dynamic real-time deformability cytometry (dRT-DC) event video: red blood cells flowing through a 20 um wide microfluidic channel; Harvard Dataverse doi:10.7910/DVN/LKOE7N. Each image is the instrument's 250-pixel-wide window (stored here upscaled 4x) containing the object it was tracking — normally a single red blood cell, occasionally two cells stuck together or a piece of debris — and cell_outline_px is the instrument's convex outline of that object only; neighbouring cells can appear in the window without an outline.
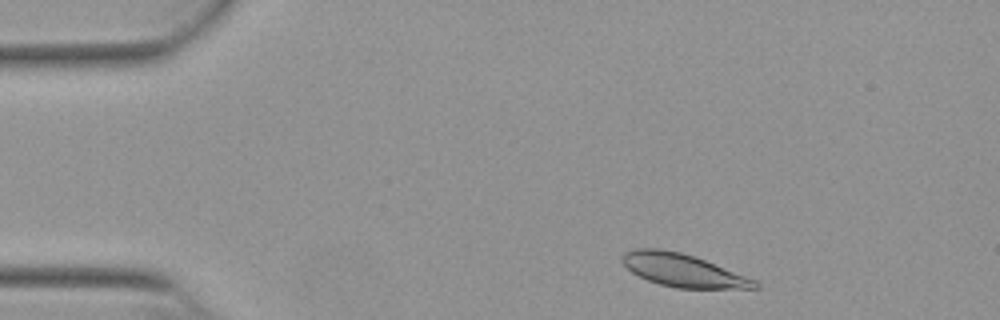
{"species": "Egyptian fruit bat (a non-hibernating species)", "species_latin": "Rousettus aegyptiacus", "temperature_condition": "warm", "stored_images_in_passage": 47, "camera_frame_rate_fps": 3000, "um_per_image_px": 0.085, "animal": {"sex": "female"}, "frame": {"image": 1, "passage_image": 3, "time_ms": 0.667, "image_size_px": [1000, 320], "cell_outline_px": [[760, 288], [676, 288], [660, 284], [648, 280], [632, 272], [620, 260], [624, 252], [636, 248], [660, 248], [680, 252], [704, 260], [756, 280], [760, 284]], "centroid_in_image_um": [58.02, 22.97], "position_along_channel_um": 27.0, "area_um2": 25.09}}
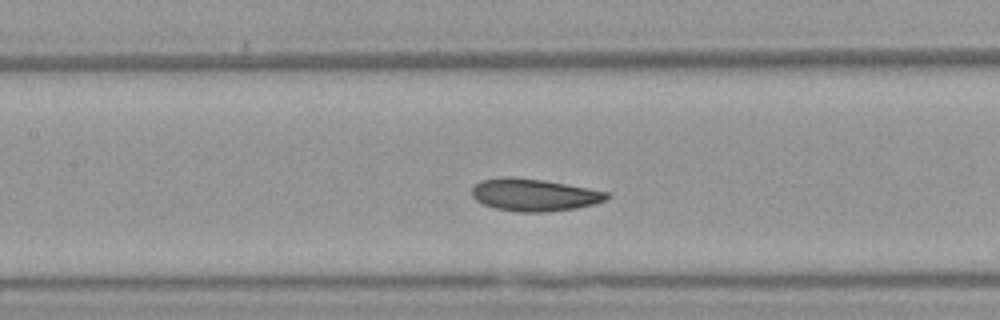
{"frame": {"image": 2, "passage_image": 19, "time_ms": 6.0, "image_size_px": [1000, 320], "cell_outline_px": [[612, 196], [604, 200], [592, 204], [576, 208], [548, 212], [520, 212], [496, 208], [484, 204], [476, 200], [472, 196], [472, 188], [480, 180], [500, 176], [512, 176], [544, 180], [588, 188], [608, 192]], "centroid_in_image_um": [45.38, 16.55], "position_along_channel_um": 162.0, "area_um2": 25.49}}
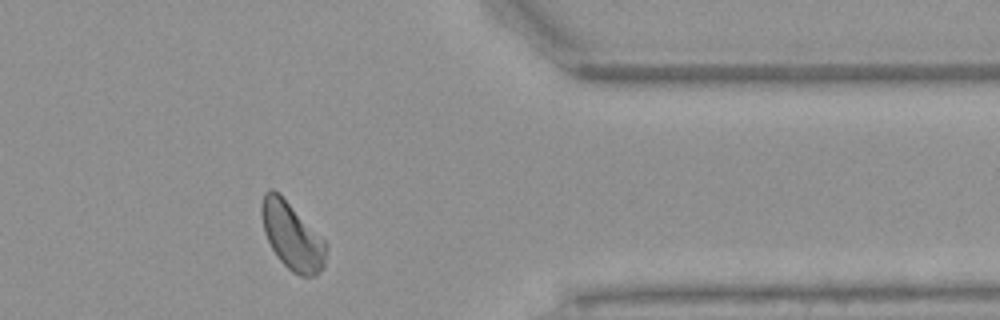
{"frame": {"image": 3, "passage_image": 38, "time_ms": 12.333, "image_size_px": [1000, 320], "cell_outline_px": [[328, 244], [324, 268], [316, 276], [300, 276], [292, 272], [276, 256], [264, 232], [260, 212], [260, 208], [264, 192], [268, 188], [272, 188]], "centroid_in_image_um": [24.82, 20.12], "position_along_channel_um": 386.6, "area_um2": 24.85}, "authors_computed_cell_mechanics": {"area_um2": 25.2586, "velocity_mm_per_s": 3.8238, "shape_relaxation_time_tau1_ms": 2.8323, "shape_relaxation_time_tau2_ms": 2.9385, "deformation_change_tau1": 0.1239, "deformation_change_tau2": 0.0494}}